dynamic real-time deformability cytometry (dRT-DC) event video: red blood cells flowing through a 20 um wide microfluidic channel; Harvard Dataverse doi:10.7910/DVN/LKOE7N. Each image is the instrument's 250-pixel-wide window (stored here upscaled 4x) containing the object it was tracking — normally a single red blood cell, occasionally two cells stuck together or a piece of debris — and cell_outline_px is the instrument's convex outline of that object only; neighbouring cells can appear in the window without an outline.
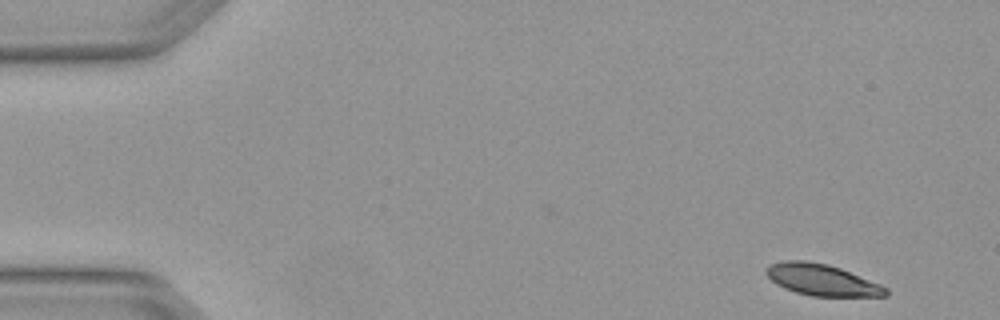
{"species": "Egyptian fruit bat (a non-hibernating species)", "species_latin": "Rousettus aegyptiacus", "temperature_condition": "warm", "stored_images_in_passage": 5, "segment_of_instrument_passage": [1, 2], "camera_frame_rate_fps": 3000, "um_per_image_px": 0.085, "animal": {"sex": "female"}, "frame": {"image": 1, "passage_image": 1, "time_ms": 0.0, "image_size_px": [1000, 320], "cell_outline_px": [[888, 296], [812, 296], [796, 292], [784, 288], [776, 284], [764, 272], [764, 268], [772, 264], [784, 260], [804, 260], [828, 264], [840, 268], [880, 284], [888, 288]], "centroid_in_image_um": [69.85, 23.78], "position_along_channel_um": 15.2, "area_um2": 21.85}}
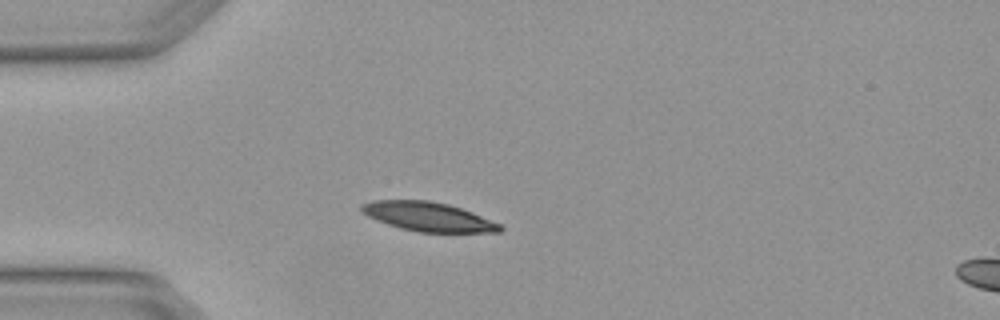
{"frame": {"image": 2, "passage_image": 4, "time_ms": 1.0, "image_size_px": [1000, 320], "cell_outline_px": [[504, 228], [500, 232], [420, 232], [400, 228], [376, 220], [368, 216], [360, 208], [360, 204], [372, 200], [428, 200], [448, 204], [472, 212], [500, 224]], "centroid_in_image_um": [36.38, 18.41], "position_along_channel_um": 48.6, "area_um2": 23.35}}